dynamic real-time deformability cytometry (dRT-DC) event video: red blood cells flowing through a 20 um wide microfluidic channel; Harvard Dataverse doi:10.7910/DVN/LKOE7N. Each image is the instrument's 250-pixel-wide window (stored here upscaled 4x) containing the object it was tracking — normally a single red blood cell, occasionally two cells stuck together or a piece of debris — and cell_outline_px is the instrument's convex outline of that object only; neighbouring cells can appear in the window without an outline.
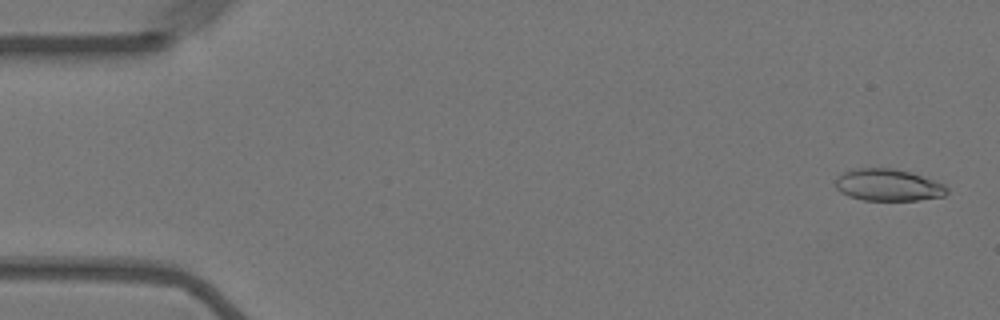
{"species": "Egyptian fruit bat (a non-hibernating species)", "species_latin": "Rousettus aegyptiacus", "temperature_condition": "warm", "stored_images_in_passage": 57, "camera_frame_rate_fps": 3000, "um_per_image_px": 0.085, "animal": {"sex": "female"}, "frame": {"image": 1, "passage_image": 2, "time_ms": 0.333, "image_size_px": [1000, 320], "cell_outline_px": [[948, 192], [944, 196], [920, 200], [864, 200], [848, 196], [840, 192], [836, 188], [836, 180], [848, 168], [892, 168], [908, 172], [944, 184], [948, 188]], "centroid_in_image_um": [75.47, 15.73], "position_along_channel_um": 9.5, "area_um2": 20.63}}
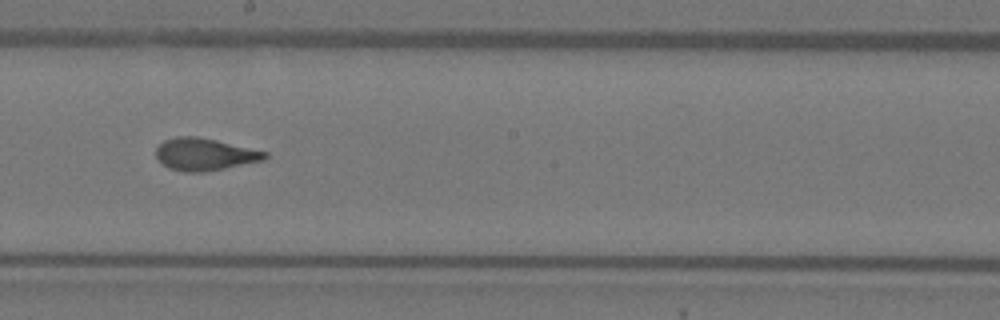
{"frame": {"image": 2, "passage_image": 31, "time_ms": 10.0, "image_size_px": [1000, 320], "cell_outline_px": [[268, 156], [264, 160], [204, 172], [184, 172], [168, 168], [156, 156], [156, 148], [164, 140], [176, 136], [196, 136], [216, 140], [268, 152]], "centroid_in_image_um": [17.39, 13.11], "position_along_channel_um": 230.8, "area_um2": 20.35}}
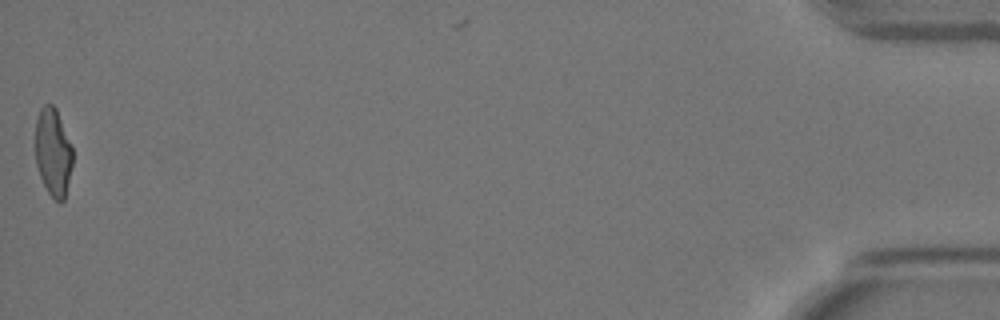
{"frame": {"image": 3, "passage_image": 56, "time_ms": 18.333, "image_size_px": [1000, 320], "cell_outline_px": [[72, 164], [64, 200], [60, 204], [48, 192], [40, 176], [36, 164], [36, 120], [40, 108], [44, 104], [52, 104], [56, 108], [72, 144]], "centroid_in_image_um": [4.52, 12.91], "position_along_channel_um": 430.7, "area_um2": 19.07}, "authors_computed_cell_mechanics": {"area_um2": 20.519, "velocity_mm_per_s": 3.6069, "shape_relaxation_time_tau1_ms": 10.8134, "shape_relaxation_time_tau2_ms": 1.6734, "deformation_change_tau1": 0.2734, "deformation_change_tau2": 0.0903}}